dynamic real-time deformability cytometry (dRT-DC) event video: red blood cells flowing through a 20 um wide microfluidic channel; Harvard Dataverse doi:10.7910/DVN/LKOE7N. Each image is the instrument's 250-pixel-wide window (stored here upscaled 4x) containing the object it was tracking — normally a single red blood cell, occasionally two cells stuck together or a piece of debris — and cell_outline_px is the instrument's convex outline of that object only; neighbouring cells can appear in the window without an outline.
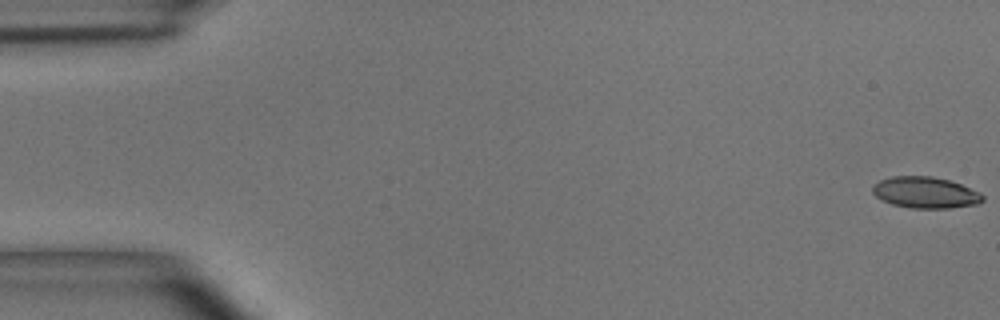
{"species": "common noctule bat (a hibernating species)", "species_latin": "Nyctalus noctula", "temperature_condition": "room temperature", "stored_images_in_passage": 49, "camera_frame_rate_fps": 3000, "um_per_image_px": 0.085, "animal": {"sex": "male", "body_mass_g": 15.6}, "frame": {"image": 1, "passage_image": 1, "time_ms": 0.0, "image_size_px": [1000, 320], "cell_outline_px": [[984, 200], [980, 204], [948, 208], [912, 208], [892, 204], [876, 196], [872, 192], [872, 184], [880, 180], [892, 176], [932, 176], [948, 180], [960, 184], [980, 192], [984, 196]], "centroid_in_image_um": [78.67, 16.36], "position_along_channel_um": 6.3, "area_um2": 20.11}}
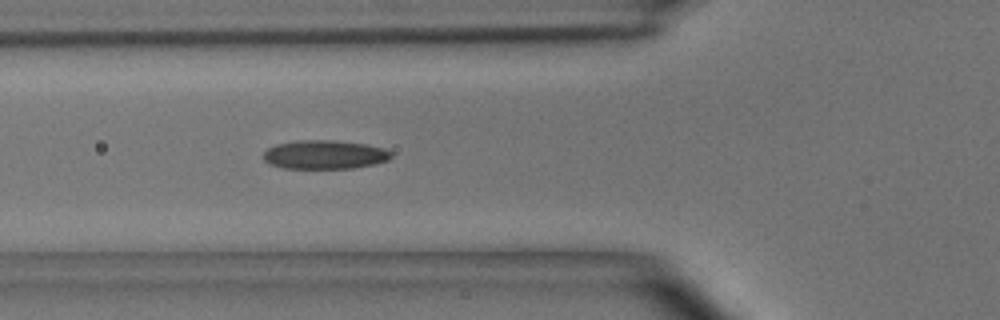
{"frame": {"image": 2, "passage_image": 18, "time_ms": 5.667, "image_size_px": [1000, 320], "cell_outline_px": [[392, 156], [388, 160], [372, 164], [352, 168], [284, 168], [268, 164], [260, 156], [268, 148], [276, 144], [296, 140], [332, 140], [368, 144], [384, 148], [392, 152]], "centroid_in_image_um": [27.56, 13.13], "position_along_channel_um": 98.2, "area_um2": 21.62}}
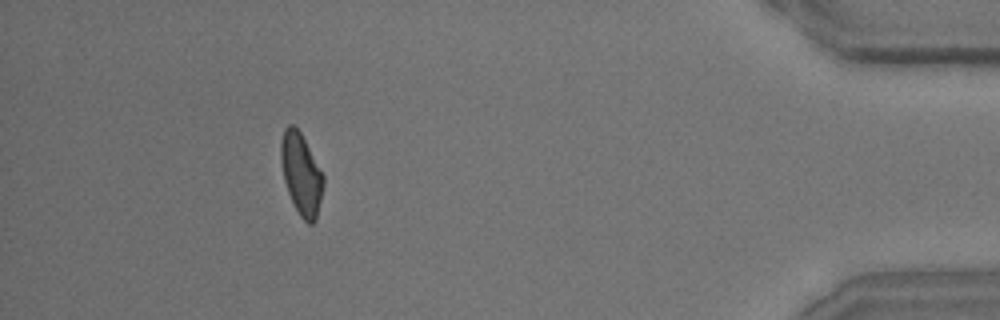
{"frame": {"image": 3, "passage_image": 45, "time_ms": 14.667, "image_size_px": [1000, 320], "cell_outline_px": [[324, 184], [316, 220], [312, 224], [308, 224], [300, 216], [288, 192], [284, 180], [280, 160], [280, 144], [284, 128], [288, 124], [292, 124], [300, 132], [324, 176]], "centroid_in_image_um": [25.59, 14.79], "position_along_channel_um": 409.6, "area_um2": 20.0}, "authors_computed_cell_mechanics": {"area_um2": 20.5768, "velocity_mm_per_s": 4.0812, "shape_relaxation_time_tau1_ms": 4.7206, "shape_relaxation_time_tau2_ms": 2.085, "deformation_change_tau1": 0.1394, "deformation_change_tau2": 0.0913}}